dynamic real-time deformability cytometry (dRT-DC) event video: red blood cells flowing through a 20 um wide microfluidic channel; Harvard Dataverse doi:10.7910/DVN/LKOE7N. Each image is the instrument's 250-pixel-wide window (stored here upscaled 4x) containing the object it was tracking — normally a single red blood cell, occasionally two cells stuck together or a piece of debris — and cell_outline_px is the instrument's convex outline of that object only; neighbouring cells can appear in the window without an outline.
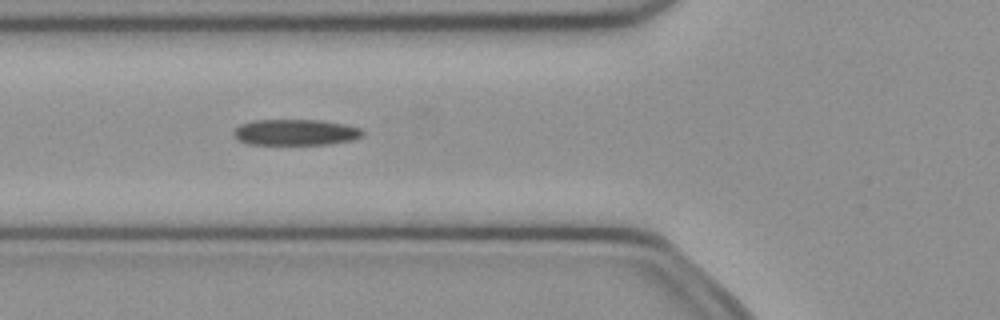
{"species": "common noctule bat (a hibernating species)", "species_latin": "Nyctalus noctula", "temperature_condition": "cold", "stored_images_in_passage": 49, "camera_frame_rate_fps": 3000, "um_per_image_px": 0.085, "animal": {"sex": "female", "body_mass_g": 21.9}, "frame": {"image": 1, "passage_image": 17, "time_ms": 5.333, "image_size_px": [1000, 320], "cell_outline_px": [[364, 136], [356, 140], [328, 144], [248, 144], [240, 140], [232, 132], [240, 124], [256, 120], [320, 120], [348, 124], [360, 128], [364, 132]], "centroid_in_image_um": [25.2, 11.24], "position_along_channel_um": 100.6, "area_um2": 19.65}}
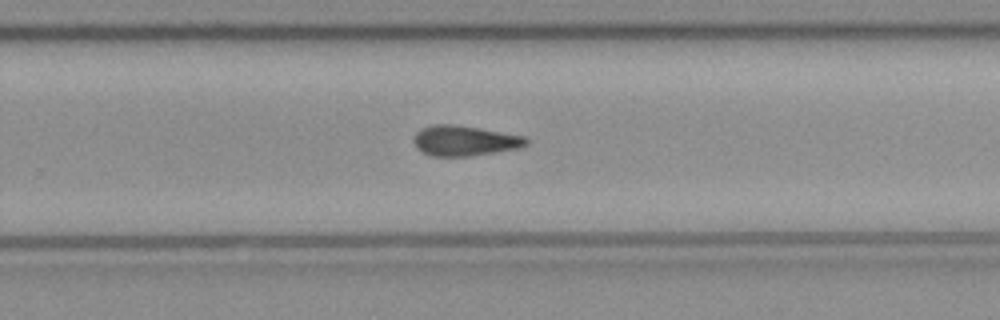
{"frame": {"image": 2, "passage_image": 31, "time_ms": 10.0, "image_size_px": [1000, 320], "cell_outline_px": [[528, 144], [520, 148], [496, 152], [468, 156], [432, 156], [416, 148], [412, 140], [416, 132], [424, 128], [436, 124], [452, 124], [480, 128], [524, 136], [528, 140]], "centroid_in_image_um": [39.49, 11.96], "position_along_channel_um": 290.3, "area_um2": 19.77}}
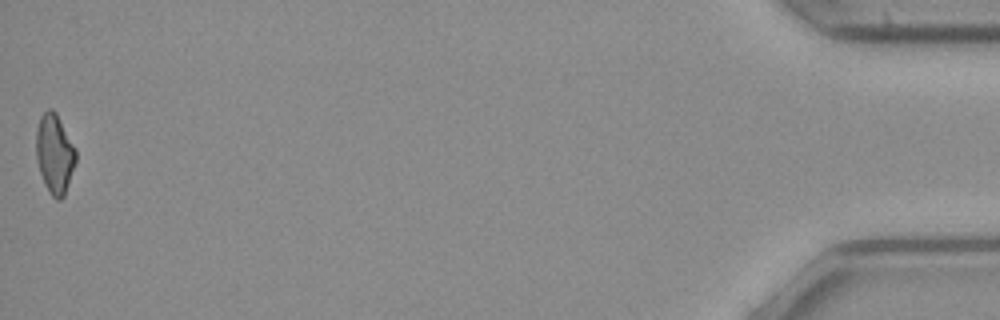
{"frame": {"image": 3, "passage_image": 49, "time_ms": 16.0, "image_size_px": [1000, 320], "cell_outline_px": [[76, 164], [64, 196], [60, 200], [56, 200], [52, 196], [44, 184], [36, 160], [36, 132], [40, 116], [48, 108], [52, 108], [56, 112], [76, 148]], "centroid_in_image_um": [4.65, 13.07], "position_along_channel_um": 430.6, "area_um2": 18.61}, "authors_computed_cell_mechanics": {"area_um2": 19.5364, "velocity_mm_per_s": 4.0522, "shape_relaxation_time_tau1_ms": 9.6877, "shape_relaxation_time_tau2_ms": 8.0766, "deformation_change_tau1": 0.207, "deformation_change_tau2": 0.2004}}